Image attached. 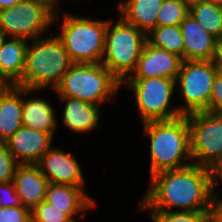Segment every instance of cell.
<instances>
[{
	"label": "cell",
	"mask_w": 222,
	"mask_h": 222,
	"mask_svg": "<svg viewBox=\"0 0 222 222\" xmlns=\"http://www.w3.org/2000/svg\"><path fill=\"white\" fill-rule=\"evenodd\" d=\"M0 222H31V210L24 207H0Z\"/></svg>",
	"instance_id": "f1b7e54d"
},
{
	"label": "cell",
	"mask_w": 222,
	"mask_h": 222,
	"mask_svg": "<svg viewBox=\"0 0 222 222\" xmlns=\"http://www.w3.org/2000/svg\"><path fill=\"white\" fill-rule=\"evenodd\" d=\"M134 93L137 112L141 122L169 120L180 117L177 105L171 99L176 91L175 80L164 77L127 78L122 83Z\"/></svg>",
	"instance_id": "52a82bcc"
},
{
	"label": "cell",
	"mask_w": 222,
	"mask_h": 222,
	"mask_svg": "<svg viewBox=\"0 0 222 222\" xmlns=\"http://www.w3.org/2000/svg\"><path fill=\"white\" fill-rule=\"evenodd\" d=\"M217 71L213 61H182L175 80V88L181 90L184 99V103L177 106L182 115L209 111L212 85Z\"/></svg>",
	"instance_id": "9c48e42d"
},
{
	"label": "cell",
	"mask_w": 222,
	"mask_h": 222,
	"mask_svg": "<svg viewBox=\"0 0 222 222\" xmlns=\"http://www.w3.org/2000/svg\"><path fill=\"white\" fill-rule=\"evenodd\" d=\"M207 2H212L214 3L215 5H219V6H222V0H205Z\"/></svg>",
	"instance_id": "74e56055"
},
{
	"label": "cell",
	"mask_w": 222,
	"mask_h": 222,
	"mask_svg": "<svg viewBox=\"0 0 222 222\" xmlns=\"http://www.w3.org/2000/svg\"><path fill=\"white\" fill-rule=\"evenodd\" d=\"M24 0H0V10L10 8Z\"/></svg>",
	"instance_id": "836d02e7"
},
{
	"label": "cell",
	"mask_w": 222,
	"mask_h": 222,
	"mask_svg": "<svg viewBox=\"0 0 222 222\" xmlns=\"http://www.w3.org/2000/svg\"><path fill=\"white\" fill-rule=\"evenodd\" d=\"M36 165L49 183L86 187L80 164L60 147H51Z\"/></svg>",
	"instance_id": "8fae6325"
},
{
	"label": "cell",
	"mask_w": 222,
	"mask_h": 222,
	"mask_svg": "<svg viewBox=\"0 0 222 222\" xmlns=\"http://www.w3.org/2000/svg\"><path fill=\"white\" fill-rule=\"evenodd\" d=\"M62 109L63 125L75 133L93 131L100 123L101 106L78 98L59 96Z\"/></svg>",
	"instance_id": "e0dca14e"
},
{
	"label": "cell",
	"mask_w": 222,
	"mask_h": 222,
	"mask_svg": "<svg viewBox=\"0 0 222 222\" xmlns=\"http://www.w3.org/2000/svg\"><path fill=\"white\" fill-rule=\"evenodd\" d=\"M153 222H209V212L148 211Z\"/></svg>",
	"instance_id": "d4e9b609"
},
{
	"label": "cell",
	"mask_w": 222,
	"mask_h": 222,
	"mask_svg": "<svg viewBox=\"0 0 222 222\" xmlns=\"http://www.w3.org/2000/svg\"><path fill=\"white\" fill-rule=\"evenodd\" d=\"M13 183L24 207L32 210L45 200L49 181L36 164L19 165Z\"/></svg>",
	"instance_id": "2e32d148"
},
{
	"label": "cell",
	"mask_w": 222,
	"mask_h": 222,
	"mask_svg": "<svg viewBox=\"0 0 222 222\" xmlns=\"http://www.w3.org/2000/svg\"><path fill=\"white\" fill-rule=\"evenodd\" d=\"M37 1H40L44 4H46L49 8H51L55 13L59 12V10L61 9L60 8V5L58 7V4L60 3L59 1L61 0H37ZM58 7V8H57Z\"/></svg>",
	"instance_id": "d6a6232c"
},
{
	"label": "cell",
	"mask_w": 222,
	"mask_h": 222,
	"mask_svg": "<svg viewBox=\"0 0 222 222\" xmlns=\"http://www.w3.org/2000/svg\"><path fill=\"white\" fill-rule=\"evenodd\" d=\"M182 61L180 56L146 41L136 67L128 78L164 77L176 80Z\"/></svg>",
	"instance_id": "4fadbf2b"
},
{
	"label": "cell",
	"mask_w": 222,
	"mask_h": 222,
	"mask_svg": "<svg viewBox=\"0 0 222 222\" xmlns=\"http://www.w3.org/2000/svg\"><path fill=\"white\" fill-rule=\"evenodd\" d=\"M9 86V84L3 80L2 78H0V96L1 94L6 90V88Z\"/></svg>",
	"instance_id": "d590c367"
},
{
	"label": "cell",
	"mask_w": 222,
	"mask_h": 222,
	"mask_svg": "<svg viewBox=\"0 0 222 222\" xmlns=\"http://www.w3.org/2000/svg\"><path fill=\"white\" fill-rule=\"evenodd\" d=\"M28 40L6 37L0 47V78L9 85L22 87Z\"/></svg>",
	"instance_id": "d6986e66"
},
{
	"label": "cell",
	"mask_w": 222,
	"mask_h": 222,
	"mask_svg": "<svg viewBox=\"0 0 222 222\" xmlns=\"http://www.w3.org/2000/svg\"><path fill=\"white\" fill-rule=\"evenodd\" d=\"M147 42L180 56L184 60V43L180 25L156 26L146 35Z\"/></svg>",
	"instance_id": "603a6c76"
},
{
	"label": "cell",
	"mask_w": 222,
	"mask_h": 222,
	"mask_svg": "<svg viewBox=\"0 0 222 222\" xmlns=\"http://www.w3.org/2000/svg\"><path fill=\"white\" fill-rule=\"evenodd\" d=\"M121 82L102 63H74L55 88L58 96L102 105L112 100Z\"/></svg>",
	"instance_id": "5b68a950"
},
{
	"label": "cell",
	"mask_w": 222,
	"mask_h": 222,
	"mask_svg": "<svg viewBox=\"0 0 222 222\" xmlns=\"http://www.w3.org/2000/svg\"><path fill=\"white\" fill-rule=\"evenodd\" d=\"M216 187L217 185H214L212 190L209 215L212 222H222V199L218 198Z\"/></svg>",
	"instance_id": "4dcf8cb0"
},
{
	"label": "cell",
	"mask_w": 222,
	"mask_h": 222,
	"mask_svg": "<svg viewBox=\"0 0 222 222\" xmlns=\"http://www.w3.org/2000/svg\"><path fill=\"white\" fill-rule=\"evenodd\" d=\"M149 180V189L139 201L137 210L210 212L215 185L213 170L192 163L156 173Z\"/></svg>",
	"instance_id": "6da1fadb"
},
{
	"label": "cell",
	"mask_w": 222,
	"mask_h": 222,
	"mask_svg": "<svg viewBox=\"0 0 222 222\" xmlns=\"http://www.w3.org/2000/svg\"><path fill=\"white\" fill-rule=\"evenodd\" d=\"M6 39V35L3 33V31L0 29V47L2 46L4 40Z\"/></svg>",
	"instance_id": "8d00e7d4"
},
{
	"label": "cell",
	"mask_w": 222,
	"mask_h": 222,
	"mask_svg": "<svg viewBox=\"0 0 222 222\" xmlns=\"http://www.w3.org/2000/svg\"><path fill=\"white\" fill-rule=\"evenodd\" d=\"M186 116L192 163L215 171L222 163V114L205 111Z\"/></svg>",
	"instance_id": "ba28073f"
},
{
	"label": "cell",
	"mask_w": 222,
	"mask_h": 222,
	"mask_svg": "<svg viewBox=\"0 0 222 222\" xmlns=\"http://www.w3.org/2000/svg\"><path fill=\"white\" fill-rule=\"evenodd\" d=\"M55 12L37 0H24L0 10V29L6 37L34 40L47 35ZM44 34V35H43Z\"/></svg>",
	"instance_id": "30bf717a"
},
{
	"label": "cell",
	"mask_w": 222,
	"mask_h": 222,
	"mask_svg": "<svg viewBox=\"0 0 222 222\" xmlns=\"http://www.w3.org/2000/svg\"><path fill=\"white\" fill-rule=\"evenodd\" d=\"M143 127V133L150 138L149 178L162 171L192 164L190 127L186 115L144 122Z\"/></svg>",
	"instance_id": "7a4b0ae2"
},
{
	"label": "cell",
	"mask_w": 222,
	"mask_h": 222,
	"mask_svg": "<svg viewBox=\"0 0 222 222\" xmlns=\"http://www.w3.org/2000/svg\"><path fill=\"white\" fill-rule=\"evenodd\" d=\"M23 206L20 197L16 193L13 181L0 183V207Z\"/></svg>",
	"instance_id": "83f0119b"
},
{
	"label": "cell",
	"mask_w": 222,
	"mask_h": 222,
	"mask_svg": "<svg viewBox=\"0 0 222 222\" xmlns=\"http://www.w3.org/2000/svg\"><path fill=\"white\" fill-rule=\"evenodd\" d=\"M189 14L217 40L222 38V6L205 0L190 2Z\"/></svg>",
	"instance_id": "7402d4cb"
},
{
	"label": "cell",
	"mask_w": 222,
	"mask_h": 222,
	"mask_svg": "<svg viewBox=\"0 0 222 222\" xmlns=\"http://www.w3.org/2000/svg\"><path fill=\"white\" fill-rule=\"evenodd\" d=\"M222 183V163L214 171V184Z\"/></svg>",
	"instance_id": "e575fe53"
},
{
	"label": "cell",
	"mask_w": 222,
	"mask_h": 222,
	"mask_svg": "<svg viewBox=\"0 0 222 222\" xmlns=\"http://www.w3.org/2000/svg\"><path fill=\"white\" fill-rule=\"evenodd\" d=\"M209 112L222 114V71H217L213 81Z\"/></svg>",
	"instance_id": "f546056e"
},
{
	"label": "cell",
	"mask_w": 222,
	"mask_h": 222,
	"mask_svg": "<svg viewBox=\"0 0 222 222\" xmlns=\"http://www.w3.org/2000/svg\"><path fill=\"white\" fill-rule=\"evenodd\" d=\"M45 201L60 210H65V214L73 222H79L78 217L83 219L88 210L94 209L97 204L86 193L85 187L55 183L48 184Z\"/></svg>",
	"instance_id": "5bb4252c"
},
{
	"label": "cell",
	"mask_w": 222,
	"mask_h": 222,
	"mask_svg": "<svg viewBox=\"0 0 222 222\" xmlns=\"http://www.w3.org/2000/svg\"><path fill=\"white\" fill-rule=\"evenodd\" d=\"M54 133L22 126L7 141L8 151L20 165L37 164L52 147Z\"/></svg>",
	"instance_id": "7c38bea8"
},
{
	"label": "cell",
	"mask_w": 222,
	"mask_h": 222,
	"mask_svg": "<svg viewBox=\"0 0 222 222\" xmlns=\"http://www.w3.org/2000/svg\"><path fill=\"white\" fill-rule=\"evenodd\" d=\"M184 60L213 61L217 39L209 34L190 14L180 24Z\"/></svg>",
	"instance_id": "9a60e30c"
},
{
	"label": "cell",
	"mask_w": 222,
	"mask_h": 222,
	"mask_svg": "<svg viewBox=\"0 0 222 222\" xmlns=\"http://www.w3.org/2000/svg\"><path fill=\"white\" fill-rule=\"evenodd\" d=\"M60 15V11L55 13L53 26H60L57 36L62 40L71 60L74 63H101L108 20H95L70 13L64 14L62 20ZM59 19L63 22L60 20V23Z\"/></svg>",
	"instance_id": "277c9868"
},
{
	"label": "cell",
	"mask_w": 222,
	"mask_h": 222,
	"mask_svg": "<svg viewBox=\"0 0 222 222\" xmlns=\"http://www.w3.org/2000/svg\"><path fill=\"white\" fill-rule=\"evenodd\" d=\"M23 87L9 85L0 96V141L6 142L23 126Z\"/></svg>",
	"instance_id": "ffe728a7"
},
{
	"label": "cell",
	"mask_w": 222,
	"mask_h": 222,
	"mask_svg": "<svg viewBox=\"0 0 222 222\" xmlns=\"http://www.w3.org/2000/svg\"><path fill=\"white\" fill-rule=\"evenodd\" d=\"M213 63L218 71H222V40H217Z\"/></svg>",
	"instance_id": "1f68e13d"
},
{
	"label": "cell",
	"mask_w": 222,
	"mask_h": 222,
	"mask_svg": "<svg viewBox=\"0 0 222 222\" xmlns=\"http://www.w3.org/2000/svg\"><path fill=\"white\" fill-rule=\"evenodd\" d=\"M40 93V90H31L23 87L22 123L24 127L37 129L45 133H55L58 121L56 111L44 98L27 96L31 93Z\"/></svg>",
	"instance_id": "ac0fdd59"
},
{
	"label": "cell",
	"mask_w": 222,
	"mask_h": 222,
	"mask_svg": "<svg viewBox=\"0 0 222 222\" xmlns=\"http://www.w3.org/2000/svg\"><path fill=\"white\" fill-rule=\"evenodd\" d=\"M19 165L8 151L6 142L0 141V183L13 181L15 171Z\"/></svg>",
	"instance_id": "4316f807"
},
{
	"label": "cell",
	"mask_w": 222,
	"mask_h": 222,
	"mask_svg": "<svg viewBox=\"0 0 222 222\" xmlns=\"http://www.w3.org/2000/svg\"><path fill=\"white\" fill-rule=\"evenodd\" d=\"M163 0H123L117 3L120 16L146 35L156 27Z\"/></svg>",
	"instance_id": "44dd1931"
},
{
	"label": "cell",
	"mask_w": 222,
	"mask_h": 222,
	"mask_svg": "<svg viewBox=\"0 0 222 222\" xmlns=\"http://www.w3.org/2000/svg\"><path fill=\"white\" fill-rule=\"evenodd\" d=\"M119 17L114 25L108 19L101 63L122 83L134 71L147 39L143 31Z\"/></svg>",
	"instance_id": "8992f818"
},
{
	"label": "cell",
	"mask_w": 222,
	"mask_h": 222,
	"mask_svg": "<svg viewBox=\"0 0 222 222\" xmlns=\"http://www.w3.org/2000/svg\"><path fill=\"white\" fill-rule=\"evenodd\" d=\"M44 35L28 44L22 87L31 90H55L74 64L57 34ZM47 36V37H46Z\"/></svg>",
	"instance_id": "3957f363"
},
{
	"label": "cell",
	"mask_w": 222,
	"mask_h": 222,
	"mask_svg": "<svg viewBox=\"0 0 222 222\" xmlns=\"http://www.w3.org/2000/svg\"><path fill=\"white\" fill-rule=\"evenodd\" d=\"M31 222H73L65 210H60L47 201H42L31 210Z\"/></svg>",
	"instance_id": "484cf974"
},
{
	"label": "cell",
	"mask_w": 222,
	"mask_h": 222,
	"mask_svg": "<svg viewBox=\"0 0 222 222\" xmlns=\"http://www.w3.org/2000/svg\"><path fill=\"white\" fill-rule=\"evenodd\" d=\"M189 5L187 0H163L156 26L180 25L189 14Z\"/></svg>",
	"instance_id": "cb8c5ba5"
}]
</instances>
